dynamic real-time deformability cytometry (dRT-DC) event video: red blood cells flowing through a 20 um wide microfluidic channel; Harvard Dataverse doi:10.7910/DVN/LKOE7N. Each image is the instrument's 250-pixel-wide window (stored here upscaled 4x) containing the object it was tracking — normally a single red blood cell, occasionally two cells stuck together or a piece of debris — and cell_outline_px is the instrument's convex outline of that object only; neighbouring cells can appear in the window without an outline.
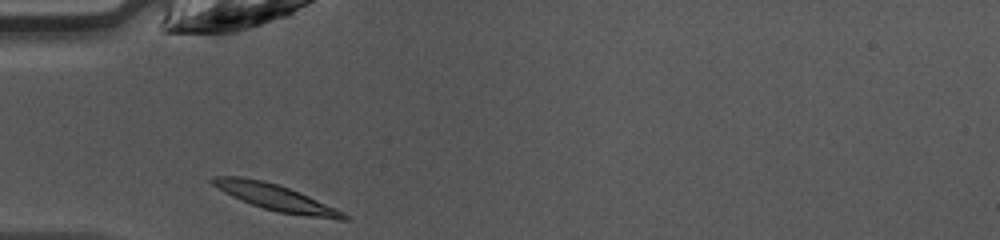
{"species": "common noctule bat (a hibernating species)", "species_latin": "Nyctalus noctula", "temperature_condition": "warm", "stored_images_in_passage": 26, "camera_frame_rate_fps": 3000, "um_per_image_px": 0.085, "animal": {"sex": "female", "body_mass_g": 10.0, "forearm_length_mm": 53.1}, "frame": {"image": 1, "passage_image": 1, "time_ms": 0.0, "image_size_px": [1000, 240], "cell_outline_px": [[352, 216], [348, 220], [340, 220], [276, 212], [252, 204], [232, 196], [224, 192], [212, 184], [208, 180], [212, 176], [240, 176], [264, 180], [300, 192], [336, 208]], "centroid_in_image_um": [23.46, 16.79], "position_along_channel_um": 61.5, "area_um2": 20.11}}
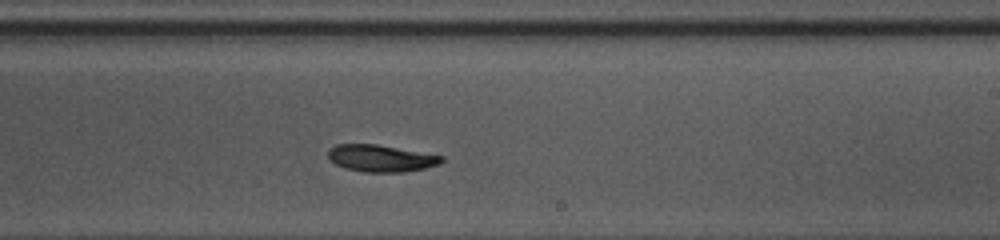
{"frame": {"image": 2, "passage_image": 15, "time_ms": 4.667, "image_size_px": [1000, 240], "cell_outline_px": [[444, 160], [440, 164], [424, 168], [404, 172], [364, 172], [344, 168], [336, 164], [328, 156], [328, 148], [336, 144], [376, 144], [444, 156]], "centroid_in_image_um": [32.37, 13.45], "position_along_channel_um": 256.6, "area_um2": 17.8}}
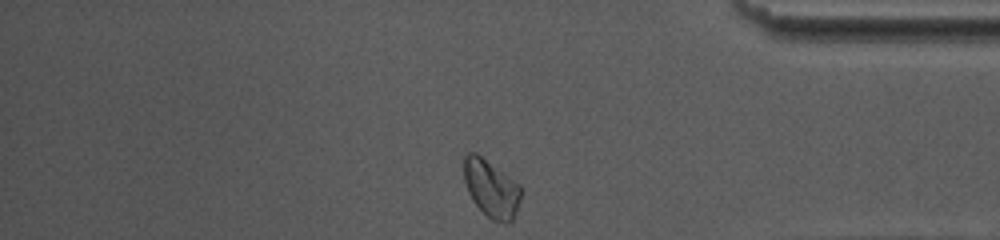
{"frame": {"image": 3, "passage_image": 26, "time_ms": 8.333, "image_size_px": [1000, 240], "cell_outline_px": [[524, 192], [516, 212], [512, 220], [508, 224], [492, 220], [472, 200], [468, 192], [464, 180], [464, 156], [468, 152], [476, 152], [520, 184]], "centroid_in_image_um": [41.79, 16.02], "position_along_channel_um": 393.4, "area_um2": 19.31}, "authors_computed_cell_mechanics": {"area_um2": 18.2648, "velocity_mm_per_s": 4.2287, "shape_relaxation_time_tau1_ms": 3.0424, "shape_relaxation_time_tau2_ms": null, "deformation_change_tau1": 0.105, "deformation_change_tau2": null}}